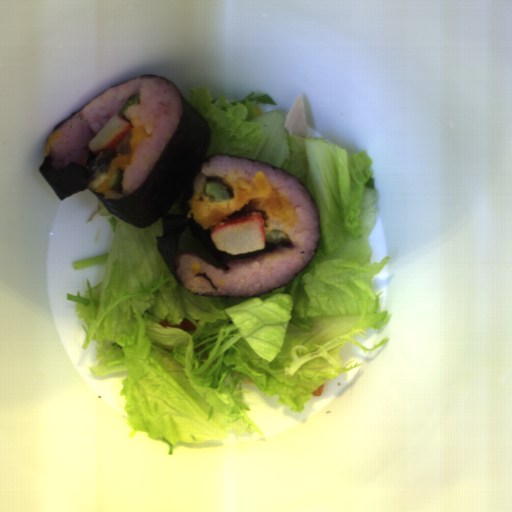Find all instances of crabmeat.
Listing matches in <instances>:
<instances>
[{
    "label": "crabmeat",
    "mask_w": 512,
    "mask_h": 512,
    "mask_svg": "<svg viewBox=\"0 0 512 512\" xmlns=\"http://www.w3.org/2000/svg\"><path fill=\"white\" fill-rule=\"evenodd\" d=\"M265 238V220L252 211L218 224L211 232L216 249L230 255L259 251L265 248Z\"/></svg>",
    "instance_id": "obj_1"
},
{
    "label": "crabmeat",
    "mask_w": 512,
    "mask_h": 512,
    "mask_svg": "<svg viewBox=\"0 0 512 512\" xmlns=\"http://www.w3.org/2000/svg\"><path fill=\"white\" fill-rule=\"evenodd\" d=\"M132 125L121 119L117 114L112 116L88 142V147L94 154H113L125 140Z\"/></svg>",
    "instance_id": "obj_2"
}]
</instances>
